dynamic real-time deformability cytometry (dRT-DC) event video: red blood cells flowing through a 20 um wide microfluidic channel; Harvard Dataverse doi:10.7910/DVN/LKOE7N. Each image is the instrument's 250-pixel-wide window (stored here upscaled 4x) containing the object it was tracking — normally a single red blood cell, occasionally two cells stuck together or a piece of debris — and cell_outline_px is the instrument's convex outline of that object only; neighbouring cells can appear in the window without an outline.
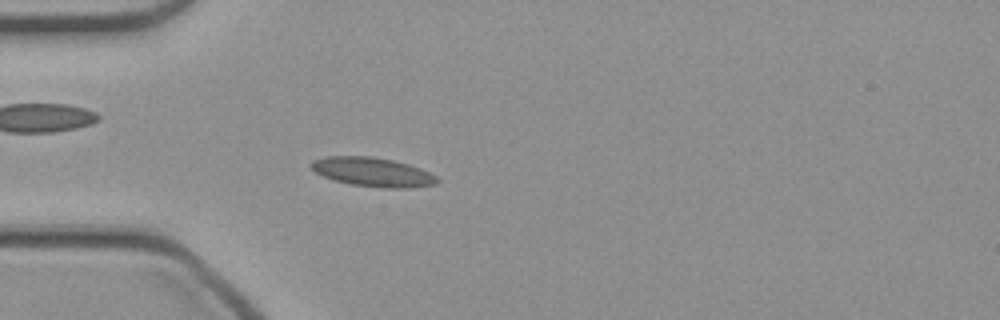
{"species": "common noctule bat (a hibernating species)", "species_latin": "Nyctalus noctula", "temperature_condition": "cold", "stored_images_in_passage": 47, "camera_frame_rate_fps": 3000, "um_per_image_px": 0.085, "animal": {"sex": "female", "body_mass_g": 21.9}, "frame": {"image": 1, "passage_image": 13, "time_ms": 4.0, "image_size_px": [1000, 320], "cell_outline_px": [[440, 180], [436, 184], [408, 188], [384, 188], [352, 184], [336, 180], [324, 176], [316, 172], [308, 164], [312, 160], [324, 156], [372, 156], [392, 160], [408, 164], [420, 168], [436, 176]], "centroid_in_image_um": [31.67, 14.61], "position_along_channel_um": 53.3, "area_um2": 21.27}}
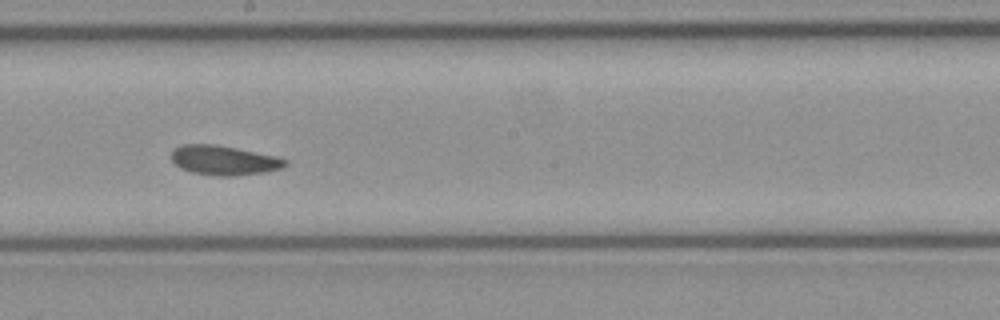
{"frame": {"image": 2, "passage_image": 26, "time_ms": 8.333, "image_size_px": [1000, 320], "cell_outline_px": [[288, 164], [284, 168], [264, 172], [236, 176], [216, 176], [192, 172], [180, 168], [172, 160], [172, 152], [176, 148], [184, 144], [216, 144], [276, 156], [288, 160]], "centroid_in_image_um": [19.08, 13.63], "position_along_channel_um": 229.1, "area_um2": 19.59}}
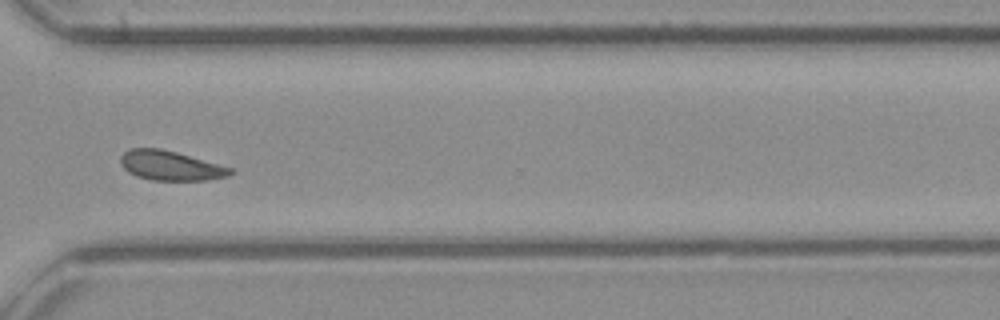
{"frame": {"image": 3, "passage_image": 35, "time_ms": 11.333, "image_size_px": [1000, 320], "cell_outline_px": [[236, 172], [228, 176], [204, 180], [152, 180], [136, 176], [128, 172], [120, 164], [120, 156], [128, 148], [160, 148], [176, 152], [232, 168]], "centroid_in_image_um": [14.46, 14.07], "position_along_channel_um": 356.1, "area_um2": 18.9}}